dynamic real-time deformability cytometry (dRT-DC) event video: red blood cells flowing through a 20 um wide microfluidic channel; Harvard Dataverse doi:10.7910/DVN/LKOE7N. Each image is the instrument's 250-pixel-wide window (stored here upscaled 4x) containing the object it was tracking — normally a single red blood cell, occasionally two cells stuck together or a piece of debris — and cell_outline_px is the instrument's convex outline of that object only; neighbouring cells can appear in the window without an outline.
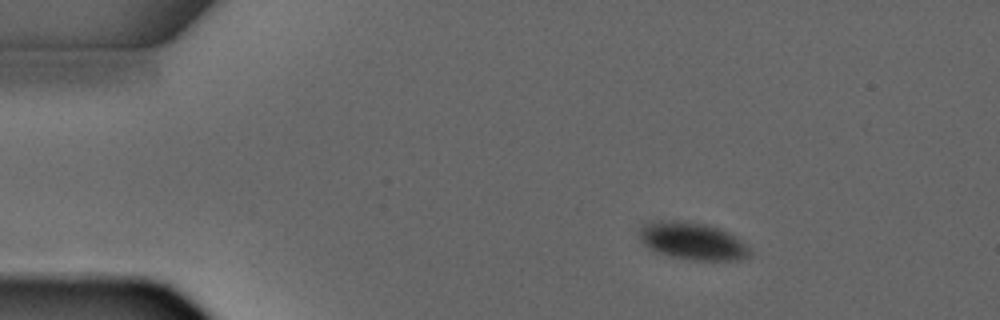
{"species": "common noctule bat (a hibernating species)", "species_latin": "Nyctalus noctula", "temperature_condition": "warm", "stored_images_in_passage": 5, "camera_frame_rate_fps": 3000, "um_per_image_px": 0.085, "animal": {"sex": "male", "forearm_length_mm": 52.5}, "frame": {"image": 1, "passage_image": 2, "time_ms": 1.333, "image_size_px": [1000, 320], "cell_outline_px": [[752, 256], [748, 260], [692, 260], [672, 256], [648, 248], [640, 240], [640, 228], [644, 224], [652, 220], [680, 220], [704, 224], [728, 232], [736, 236], [748, 244], [752, 248]], "centroid_in_image_um": [58.94, 20.49], "position_along_channel_um": 26.1, "area_um2": 24.39}}
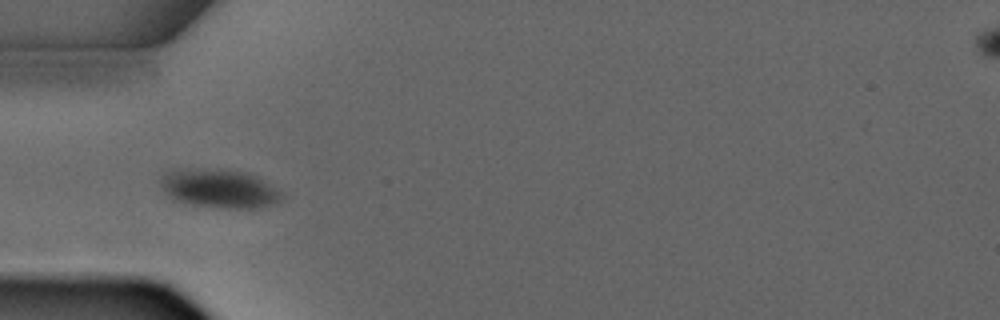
{"frame": {"image": 2, "passage_image": 4, "time_ms": 3.667, "image_size_px": [1000, 320], "cell_outline_px": [[280, 200], [268, 204], [248, 208], [236, 208], [196, 204], [180, 200], [168, 196], [164, 192], [160, 184], [160, 176], [172, 168], [220, 168], [248, 172], [256, 176], [280, 192]], "centroid_in_image_um": [18.53, 15.95], "position_along_channel_um": 66.5, "area_um2": 26.88}}